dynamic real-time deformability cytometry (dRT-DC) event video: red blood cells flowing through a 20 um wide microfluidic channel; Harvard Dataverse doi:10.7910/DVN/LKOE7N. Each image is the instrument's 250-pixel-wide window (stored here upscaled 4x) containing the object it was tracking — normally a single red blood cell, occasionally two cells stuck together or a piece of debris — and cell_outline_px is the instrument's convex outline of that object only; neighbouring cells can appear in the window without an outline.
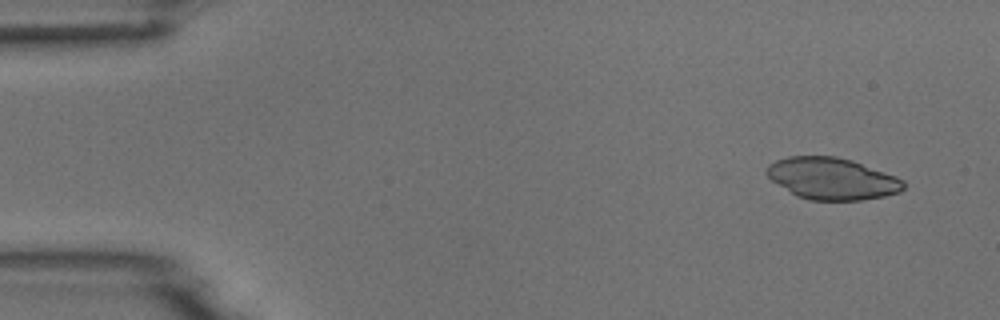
{"species": "common noctule bat (a hibernating species)", "species_latin": "Nyctalus noctula", "temperature_condition": "room temperature", "stored_images_in_passage": 4, "camera_frame_rate_fps": 3000, "um_per_image_px": 0.085, "animal": {"sex": "male", "body_mass_g": 18.8}, "frame": {"image": 1, "passage_image": 1, "time_ms": 0.0, "image_size_px": [1000, 320], "cell_outline_px": [[904, 188], [900, 192], [884, 196], [860, 200], [808, 200], [796, 196], [772, 180], [764, 172], [768, 164], [776, 160], [788, 156], [836, 156], [852, 160], [896, 176], [904, 180]], "centroid_in_image_um": [70.71, 15.18], "position_along_channel_um": 14.3, "area_um2": 33.35}}